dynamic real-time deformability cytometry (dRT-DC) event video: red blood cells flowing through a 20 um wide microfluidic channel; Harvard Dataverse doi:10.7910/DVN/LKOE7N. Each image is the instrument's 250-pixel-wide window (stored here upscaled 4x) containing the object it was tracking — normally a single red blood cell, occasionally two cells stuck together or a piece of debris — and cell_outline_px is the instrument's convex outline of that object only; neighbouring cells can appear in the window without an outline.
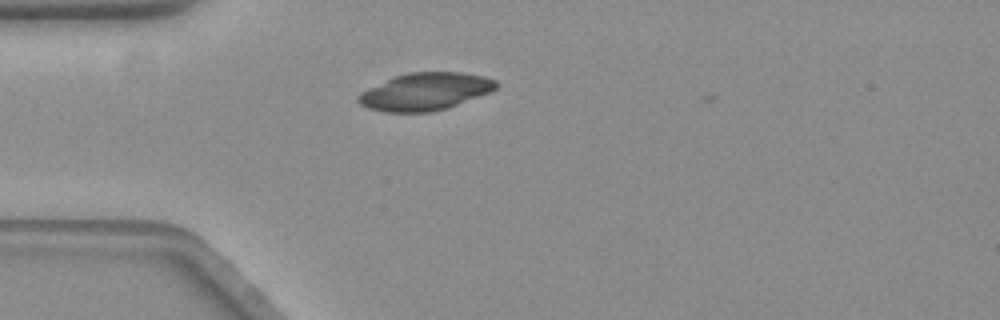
{"species": "common noctule bat (a hibernating species)", "species_latin": "Nyctalus noctula", "temperature_condition": "warm", "stored_images_in_passage": 4, "camera_frame_rate_fps": 3000, "um_per_image_px": 0.085, "animal": {"sex": "female", "body_mass_g": 19.3, "forearm_length_mm": 54.1}, "frame": {"image": 1, "passage_image": 3, "time_ms": 0.667, "image_size_px": [1000, 320], "cell_outline_px": [[500, 84], [496, 88], [488, 92], [448, 108], [432, 112], [384, 112], [368, 108], [360, 104], [356, 100], [356, 96], [360, 92], [392, 76], [408, 72], [464, 72], [484, 76], [496, 80]], "centroid_in_image_um": [36.11, 7.78], "position_along_channel_um": 48.9, "area_um2": 30.29}}